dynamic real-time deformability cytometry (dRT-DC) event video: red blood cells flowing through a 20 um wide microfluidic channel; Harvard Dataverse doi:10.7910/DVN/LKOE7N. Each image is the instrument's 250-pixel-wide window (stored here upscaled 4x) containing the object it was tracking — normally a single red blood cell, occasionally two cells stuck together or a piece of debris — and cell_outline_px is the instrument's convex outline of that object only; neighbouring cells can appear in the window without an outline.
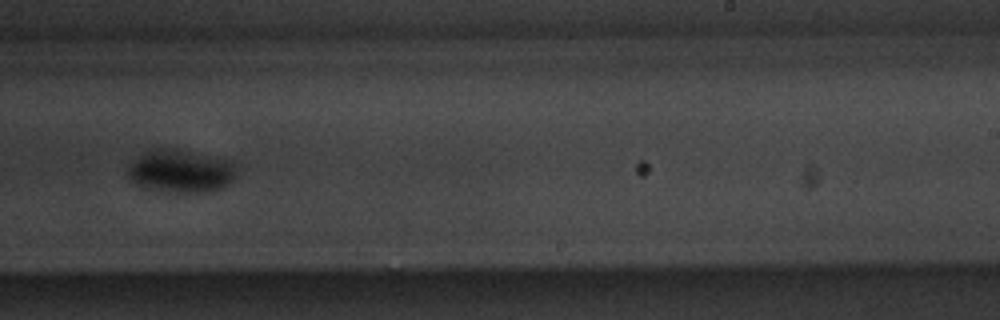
{"species": "common noctule bat (a hibernating species)", "species_latin": "Nyctalus noctula", "temperature_condition": "warm", "stored_images_in_passage": 9, "camera_frame_rate_fps": 3000, "um_per_image_px": 0.085, "animal": {"sex": "male", "body_mass_g": 20.1, "forearm_length_mm": 53.5}, "frame": {"image": 1, "passage_image": 8, "time_ms": 8.333, "image_size_px": [1000, 320], "cell_outline_px": [[236, 176], [224, 188], [208, 192], [164, 192], [144, 188], [136, 184], [128, 176], [128, 168], [144, 152], [156, 148], [176, 148], [228, 160], [232, 164]], "centroid_in_image_um": [15.35, 14.56], "position_along_channel_um": 273.6, "area_um2": 27.05}}